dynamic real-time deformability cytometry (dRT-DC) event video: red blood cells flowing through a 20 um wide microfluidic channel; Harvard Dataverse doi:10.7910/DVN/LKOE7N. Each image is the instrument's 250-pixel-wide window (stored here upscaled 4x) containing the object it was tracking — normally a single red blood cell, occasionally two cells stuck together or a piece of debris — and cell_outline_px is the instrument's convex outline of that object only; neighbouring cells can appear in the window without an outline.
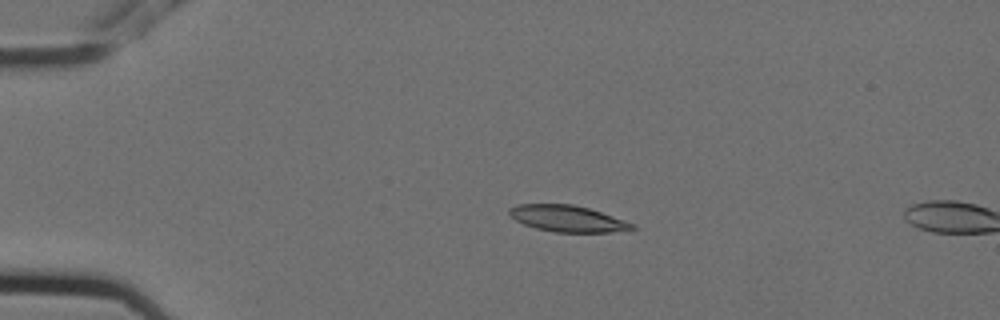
{"species": "Egyptian fruit bat (a non-hibernating species)", "species_latin": "Rousettus aegyptiacus", "temperature_condition": "cold", "stored_images_in_passage": 5, "camera_frame_rate_fps": 3000, "um_per_image_px": 0.085, "animal": {"sex": "female"}, "frame": {"image": 1, "passage_image": 4, "time_ms": 1.0, "image_size_px": [1000, 320], "cell_outline_px": [[636, 228], [612, 232], [556, 232], [536, 228], [524, 224], [516, 220], [508, 212], [508, 208], [516, 204], [572, 204], [588, 208], [636, 224]], "centroid_in_image_um": [48.23, 18.57], "position_along_channel_um": 36.8, "area_um2": 18.73}}